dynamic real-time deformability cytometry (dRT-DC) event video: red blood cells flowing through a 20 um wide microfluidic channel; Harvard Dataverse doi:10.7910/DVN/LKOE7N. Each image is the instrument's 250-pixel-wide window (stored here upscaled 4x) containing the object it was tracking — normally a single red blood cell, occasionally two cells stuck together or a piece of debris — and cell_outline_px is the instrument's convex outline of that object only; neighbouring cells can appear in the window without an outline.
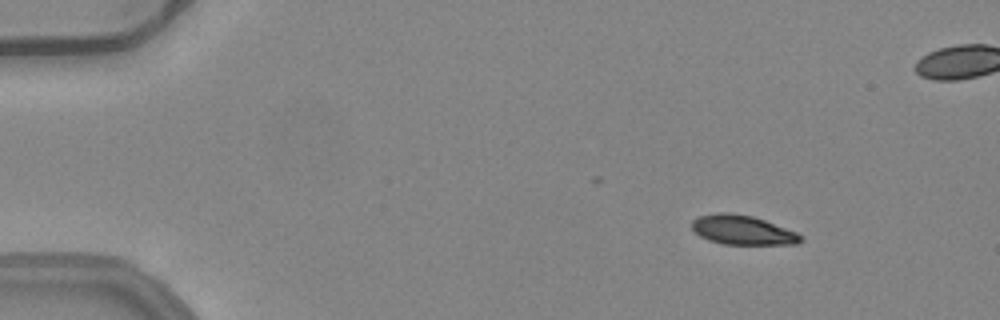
{"species": "common noctule bat (a hibernating species)", "species_latin": "Nyctalus noctula", "temperature_condition": "warm", "stored_images_in_passage": 54, "camera_frame_rate_fps": 3000, "um_per_image_px": 0.085, "animal": {"sex": "female", "body_mass_g": 24.6, "forearm_length_mm": 56.2}, "frame": {"image": 1, "passage_image": 8, "time_ms": 2.333, "image_size_px": [1000, 320], "cell_outline_px": [[804, 240], [796, 244], [720, 244], [708, 240], [700, 236], [692, 228], [692, 220], [700, 216], [716, 212], [732, 212], [752, 216], [764, 220], [796, 232], [804, 236]], "centroid_in_image_um": [63.12, 19.55], "position_along_channel_um": 21.9, "area_um2": 18.67}}
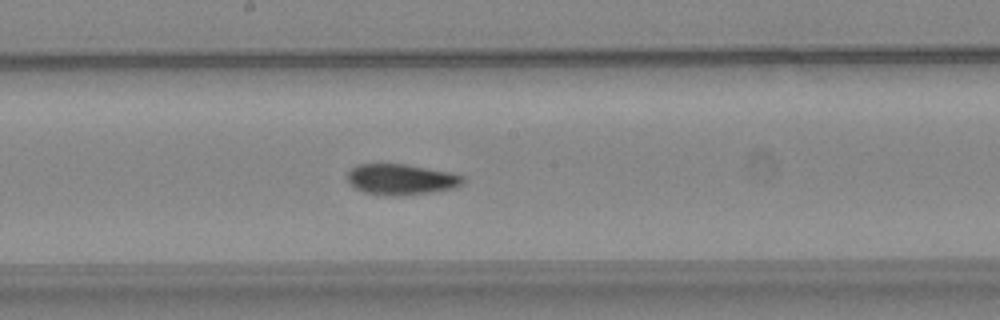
{"frame": {"image": 2, "passage_image": 30, "time_ms": 9.667, "image_size_px": [1000, 320], "cell_outline_px": [[464, 184], [452, 188], [428, 192], [400, 196], [384, 196], [364, 192], [356, 188], [348, 180], [348, 172], [356, 164], [404, 164], [448, 172], [464, 176]], "centroid_in_image_um": [34.08, 15.25], "position_along_channel_um": 214.1, "area_um2": 20.52}}
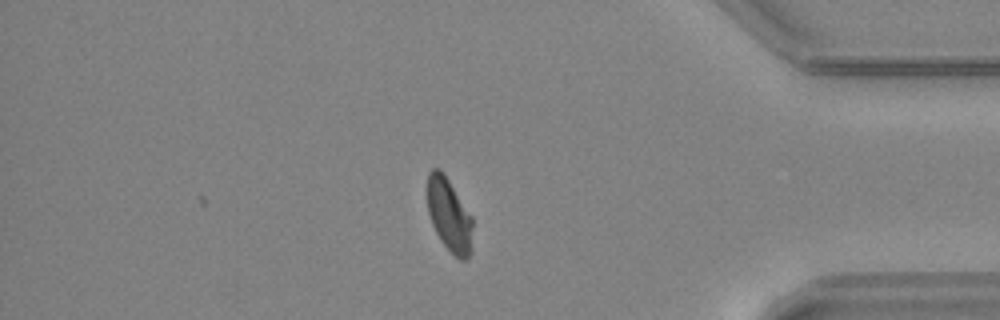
{"frame": {"image": 3, "passage_image": 46, "time_ms": 15.0, "image_size_px": [1000, 320], "cell_outline_px": [[472, 228], [468, 260], [460, 260], [440, 240], [432, 224], [428, 212], [428, 172], [432, 168], [440, 168], [472, 216]], "centroid_in_image_um": [38.17, 18.26], "position_along_channel_um": 397.0, "area_um2": 18.9}, "authors_computed_cell_mechanics": {"area_um2": 20.1433, "velocity_mm_per_s": 3.9724, "shape_relaxation_time_tau1_ms": 6.6517, "shape_relaxation_time_tau2_ms": 2.1393, "deformation_change_tau1": 0.1855, "deformation_change_tau2": 0.0616}}